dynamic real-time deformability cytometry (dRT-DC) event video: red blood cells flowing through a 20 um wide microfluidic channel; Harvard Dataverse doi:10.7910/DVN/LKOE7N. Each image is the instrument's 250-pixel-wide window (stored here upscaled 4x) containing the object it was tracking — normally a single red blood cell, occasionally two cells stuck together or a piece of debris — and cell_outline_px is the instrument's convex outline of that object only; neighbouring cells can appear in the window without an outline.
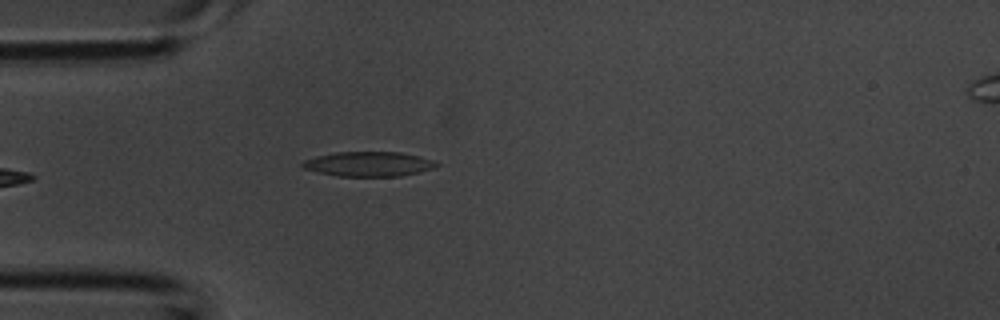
{"species": "common noctule bat (a hibernating species)", "species_latin": "Nyctalus noctula", "temperature_condition": "room temperature", "stored_images_in_passage": 14, "camera_frame_rate_fps": 3000, "um_per_image_px": 0.085, "animal": {"sex": "male", "body_mass_g": 20.1, "forearm_length_mm": 53.5}, "frame": {"image": 1, "passage_image": 2, "time_ms": 0.333, "image_size_px": [1000, 320], "cell_outline_px": [[440, 164], [436, 168], [420, 172], [400, 176], [336, 176], [304, 168], [300, 164], [304, 160], [316, 156], [336, 152], [400, 152], [420, 156], [432, 160]], "centroid_in_image_um": [31.37, 13.94], "position_along_channel_um": 53.6, "area_um2": 19.31}}
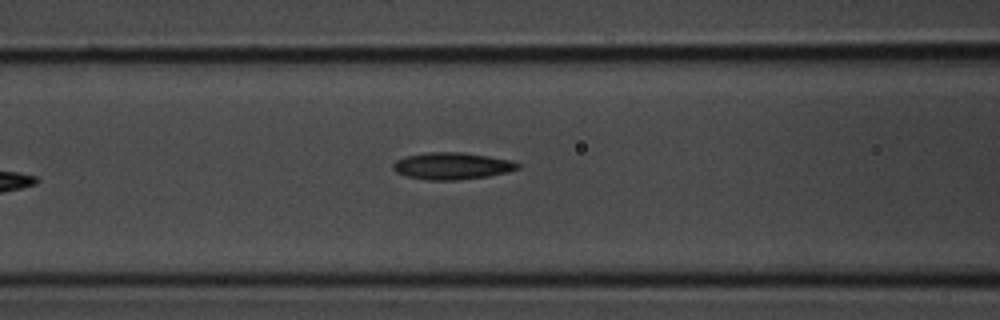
{"frame": {"image": 2, "passage_image": 7, "time_ms": 2.0, "image_size_px": [1000, 320], "cell_outline_px": [[520, 168], [508, 172], [488, 176], [456, 180], [428, 180], [404, 176], [396, 172], [392, 168], [392, 164], [396, 160], [404, 156], [428, 152], [460, 152], [488, 156], [512, 160], [520, 164]], "centroid_in_image_um": [38.4, 14.1], "position_along_channel_um": 128.2, "area_um2": 19.71}}
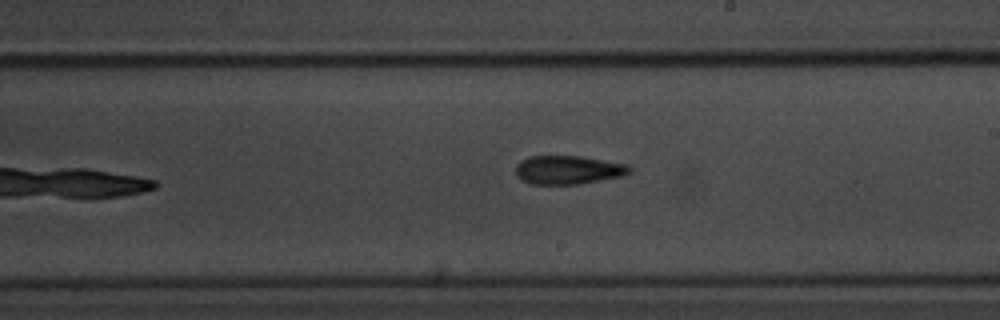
{"frame": {"image": 3, "passage_image": 14, "time_ms": 4.333, "image_size_px": [1000, 320], "cell_outline_px": [[632, 172], [624, 176], [576, 184], [532, 184], [516, 176], [516, 164], [520, 160], [528, 156], [580, 156], [628, 164], [632, 168]], "centroid_in_image_um": [48.31, 14.43], "position_along_channel_um": 240.7, "area_um2": 19.07}}